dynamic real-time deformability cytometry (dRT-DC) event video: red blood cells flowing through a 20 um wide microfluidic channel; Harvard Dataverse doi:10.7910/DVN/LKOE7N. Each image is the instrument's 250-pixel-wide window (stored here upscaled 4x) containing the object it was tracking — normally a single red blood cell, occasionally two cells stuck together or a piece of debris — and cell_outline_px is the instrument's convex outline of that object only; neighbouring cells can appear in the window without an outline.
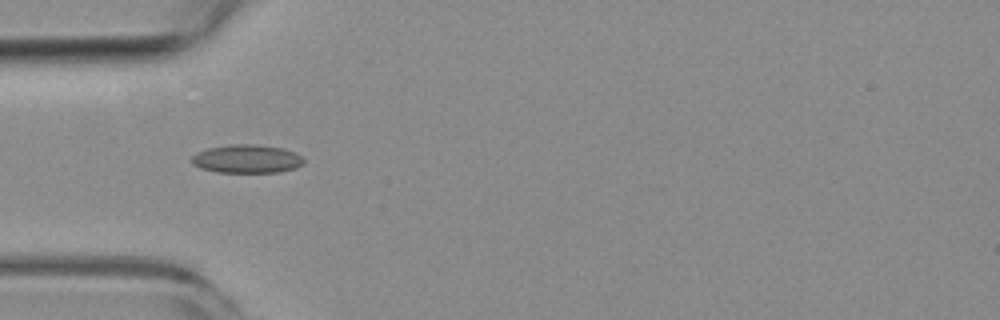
{"species": "common noctule bat (a hibernating species)", "species_latin": "Nyctalus noctula", "temperature_condition": "room temperature", "stored_images_in_passage": 8, "camera_frame_rate_fps": 3000, "um_per_image_px": 0.085, "animal": {"sex": "female", "body_mass_g": 19.3, "forearm_length_mm": 54.1}, "frame": {"image": 1, "passage_image": 4, "time_ms": 5.0, "image_size_px": [1000, 320], "cell_outline_px": [[304, 164], [296, 168], [280, 172], [216, 172], [200, 168], [192, 164], [192, 156], [196, 152], [208, 148], [232, 144], [252, 144], [284, 148], [296, 152], [304, 160]], "centroid_in_image_um": [20.99, 13.5], "position_along_channel_um": 64.0, "area_um2": 18.67}}
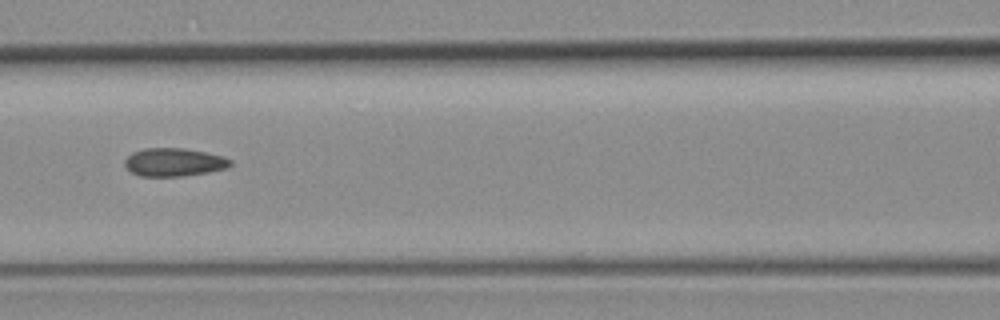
{"frame": {"image": 2, "passage_image": 6, "time_ms": 7.333, "image_size_px": [1000, 320], "cell_outline_px": [[232, 164], [228, 168], [208, 172], [184, 176], [140, 176], [132, 172], [124, 164], [124, 160], [132, 152], [144, 148], [184, 148], [224, 156], [232, 160]], "centroid_in_image_um": [14.81, 13.78], "position_along_channel_um": 151.8, "area_um2": 17.4}}
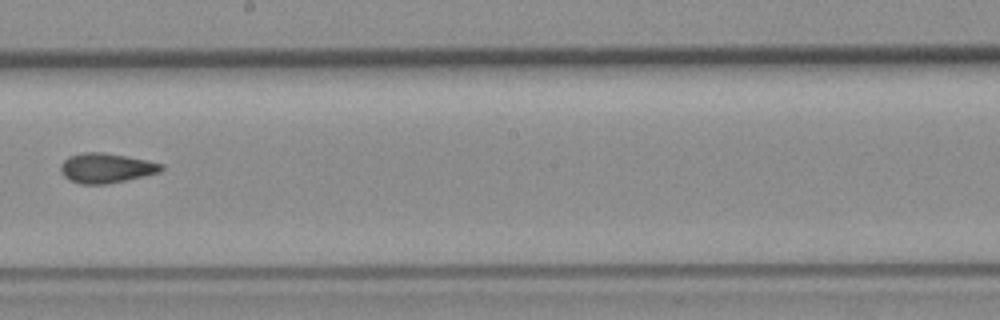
{"frame": {"image": 3, "passage_image": 8, "time_ms": 9.667, "image_size_px": [1000, 320], "cell_outline_px": [[164, 168], [160, 172], [144, 176], [104, 184], [80, 184], [64, 176], [60, 172], [60, 164], [68, 156], [84, 152], [104, 152], [164, 164]], "centroid_in_image_um": [9.0, 14.28], "position_along_channel_um": 239.2, "area_um2": 17.28}}